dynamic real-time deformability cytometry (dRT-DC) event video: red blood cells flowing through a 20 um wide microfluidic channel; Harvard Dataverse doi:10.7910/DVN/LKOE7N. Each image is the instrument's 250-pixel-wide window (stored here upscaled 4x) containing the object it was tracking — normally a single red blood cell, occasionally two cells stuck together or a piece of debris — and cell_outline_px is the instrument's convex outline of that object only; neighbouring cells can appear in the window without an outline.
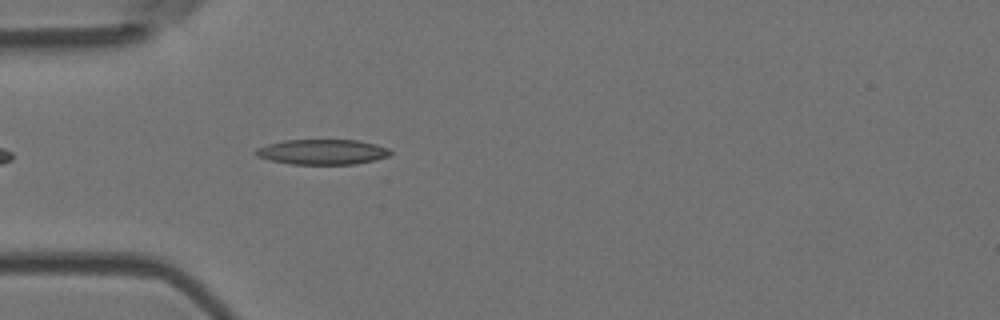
{"species": "Egyptian fruit bat (a non-hibernating species)", "species_latin": "Rousettus aegyptiacus", "temperature_condition": "room temperature", "stored_images_in_passage": 8, "camera_frame_rate_fps": 3000, "um_per_image_px": 0.085, "animal": {"sex": "female"}, "frame": {"image": 1, "passage_image": 5, "time_ms": 1.333, "image_size_px": [1000, 320], "cell_outline_px": [[392, 152], [388, 156], [356, 164], [292, 164], [268, 160], [256, 156], [252, 152], [256, 148], [268, 144], [284, 140], [360, 140], [376, 144], [388, 148]], "centroid_in_image_um": [27.35, 12.91], "position_along_channel_um": 57.6, "area_um2": 19.83}}